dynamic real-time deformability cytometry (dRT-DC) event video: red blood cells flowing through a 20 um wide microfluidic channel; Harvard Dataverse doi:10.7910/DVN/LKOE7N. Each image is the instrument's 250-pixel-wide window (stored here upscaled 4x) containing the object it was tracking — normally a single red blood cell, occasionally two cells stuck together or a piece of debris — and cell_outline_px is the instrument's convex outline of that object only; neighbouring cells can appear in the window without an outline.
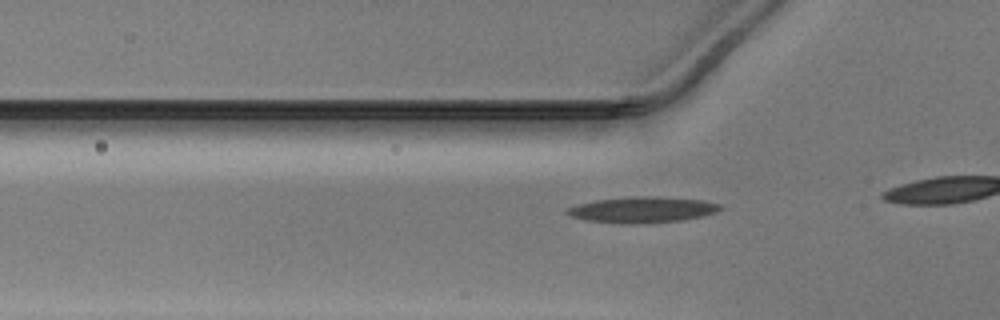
{"species": "Egyptian fruit bat (a non-hibernating species)", "species_latin": "Rousettus aegyptiacus", "temperature_condition": "warm", "stored_images_in_passage": 16, "camera_frame_rate_fps": 3000, "um_per_image_px": 0.085, "animal": {"sex": "male"}, "frame": {"image": 1, "passage_image": 13, "time_ms": 4.0, "image_size_px": [1000, 320], "cell_outline_px": [[724, 208], [716, 212], [684, 220], [640, 224], [620, 224], [584, 220], [568, 216], [564, 212], [568, 208], [580, 204], [596, 200], [648, 196], [652, 196], [700, 200], [720, 204]], "centroid_in_image_um": [54.58, 17.85], "position_along_channel_um": 71.2, "area_um2": 23.0}}